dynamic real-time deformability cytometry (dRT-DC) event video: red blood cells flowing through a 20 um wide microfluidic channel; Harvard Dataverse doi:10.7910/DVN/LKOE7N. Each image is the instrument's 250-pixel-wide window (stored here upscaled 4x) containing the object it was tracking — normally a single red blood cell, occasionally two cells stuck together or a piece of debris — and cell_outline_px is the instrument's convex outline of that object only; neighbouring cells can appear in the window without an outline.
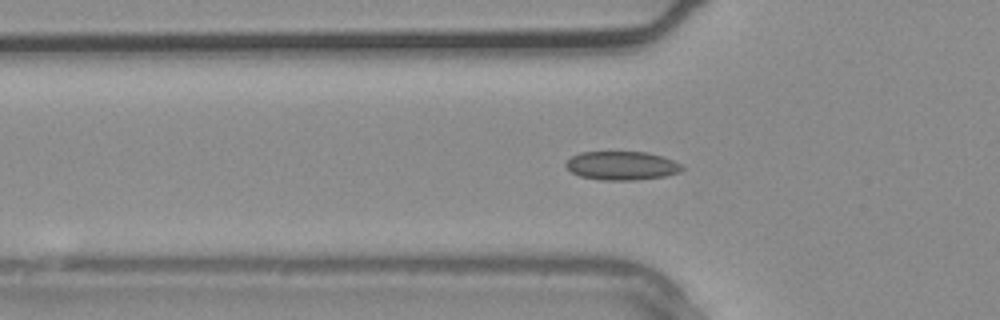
{"species": "common noctule bat (a hibernating species)", "species_latin": "Nyctalus noctula", "temperature_condition": "warm", "stored_images_in_passage": 3, "camera_frame_rate_fps": 3000, "um_per_image_px": 0.085, "animal": {"sex": "male", "body_mass_g": 20.4}, "frame": {"image": 1, "passage_image": 3, "time_ms": 0.667, "image_size_px": [1000, 320], "cell_outline_px": [[684, 168], [680, 172], [664, 176], [632, 180], [600, 180], [580, 176], [572, 172], [564, 164], [572, 156], [580, 152], [648, 152], [664, 156], [680, 164]], "centroid_in_image_um": [52.85, 14.07], "position_along_channel_um": 72.9, "area_um2": 19.36}}